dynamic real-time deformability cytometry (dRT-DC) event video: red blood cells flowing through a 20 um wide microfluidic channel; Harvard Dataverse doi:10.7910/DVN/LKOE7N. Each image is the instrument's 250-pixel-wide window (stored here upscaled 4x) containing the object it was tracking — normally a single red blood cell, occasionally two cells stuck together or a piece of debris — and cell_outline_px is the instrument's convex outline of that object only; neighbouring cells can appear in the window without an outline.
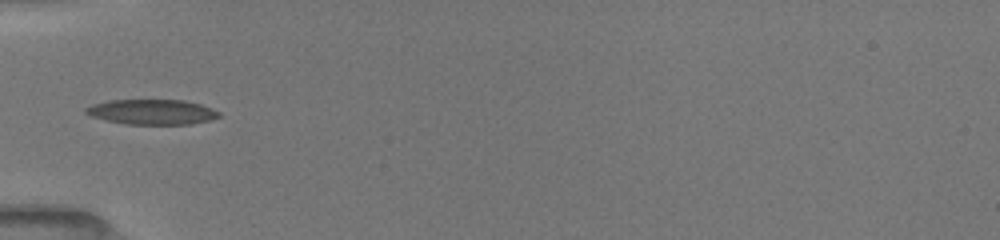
{"species": "common noctule bat (a hibernating species)", "species_latin": "Nyctalus noctula", "temperature_condition": "room temperature", "stored_images_in_passage": 49, "camera_frame_rate_fps": 3000, "um_per_image_px": 0.085, "animal": {"sex": "female", "body_mass_g": 19.5, "forearm_length_mm": 54.1}, "frame": {"image": 1, "passage_image": 1, "time_ms": 0.0, "image_size_px": [1000, 240], "cell_outline_px": [[220, 116], [208, 120], [192, 124], [124, 124], [104, 120], [92, 116], [84, 112], [84, 108], [92, 104], [108, 100], [184, 100], [200, 104], [212, 108], [220, 112]], "centroid_in_image_um": [12.89, 9.51], "position_along_channel_um": 72.1, "area_um2": 19.54}}
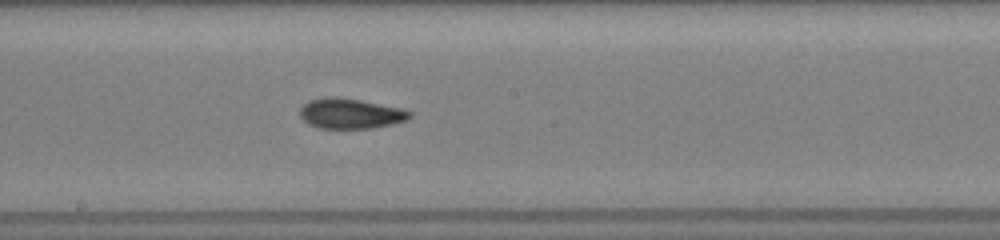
{"frame": {"image": 2, "passage_image": 17, "time_ms": 3.667, "image_size_px": [1000, 240], "cell_outline_px": [[412, 116], [408, 120], [392, 124], [372, 128], [320, 128], [308, 124], [300, 116], [300, 108], [304, 104], [312, 100], [360, 100], [404, 108], [412, 112]], "centroid_in_image_um": [29.89, 9.7], "position_along_channel_um": 218.3, "area_um2": 18.61}}
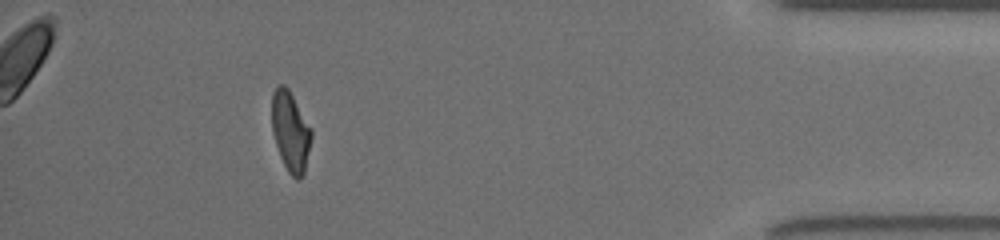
{"frame": {"image": 3, "passage_image": 42, "time_ms": 9.667, "image_size_px": [1000, 240], "cell_outline_px": [[312, 136], [304, 172], [300, 180], [296, 180], [288, 172], [280, 156], [272, 132], [272, 92], [280, 84], [284, 84], [288, 88], [312, 128]], "centroid_in_image_um": [24.7, 11.17], "position_along_channel_um": 410.5, "area_um2": 18.44}, "authors_computed_cell_mechanics": {"area_um2": 18.7272, "velocity_mm_per_s": 3.9931, "shape_relaxation_time_tau1_ms": null, "shape_relaxation_time_tau2_ms": 2.9885, "deformation_change_tau1": null, "deformation_change_tau2": 0.0957}}